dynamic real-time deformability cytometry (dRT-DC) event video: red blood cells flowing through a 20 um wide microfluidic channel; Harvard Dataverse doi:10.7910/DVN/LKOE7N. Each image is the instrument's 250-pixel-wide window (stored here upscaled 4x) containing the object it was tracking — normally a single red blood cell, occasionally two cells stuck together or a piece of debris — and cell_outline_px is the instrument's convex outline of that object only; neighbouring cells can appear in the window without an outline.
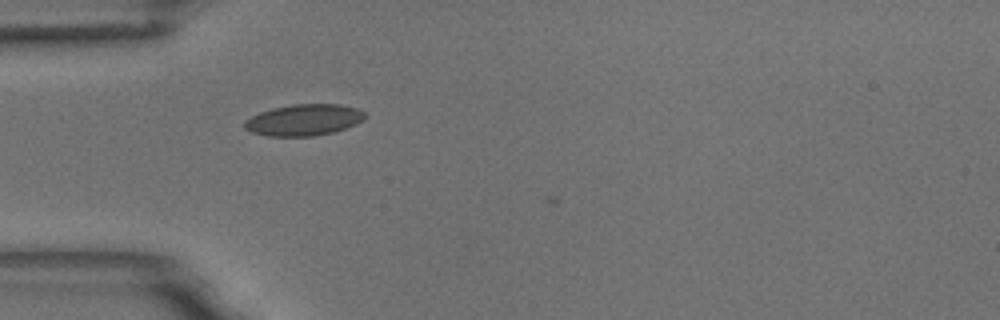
{"species": "common noctule bat (a hibernating species)", "species_latin": "Nyctalus noctula", "temperature_condition": "room temperature", "stored_images_in_passage": 4, "camera_frame_rate_fps": 3000, "um_per_image_px": 0.085, "animal": {"sex": "male", "body_mass_g": 18.8}, "frame": {"image": 1, "passage_image": 2, "time_ms": 0.333, "image_size_px": [1000, 320], "cell_outline_px": [[368, 116], [356, 124], [332, 132], [316, 136], [268, 136], [252, 132], [244, 128], [244, 120], [260, 112], [272, 108], [292, 104], [340, 104], [356, 108], [368, 112]], "centroid_in_image_um": [25.85, 10.19], "position_along_channel_um": 59.2, "area_um2": 22.14}}